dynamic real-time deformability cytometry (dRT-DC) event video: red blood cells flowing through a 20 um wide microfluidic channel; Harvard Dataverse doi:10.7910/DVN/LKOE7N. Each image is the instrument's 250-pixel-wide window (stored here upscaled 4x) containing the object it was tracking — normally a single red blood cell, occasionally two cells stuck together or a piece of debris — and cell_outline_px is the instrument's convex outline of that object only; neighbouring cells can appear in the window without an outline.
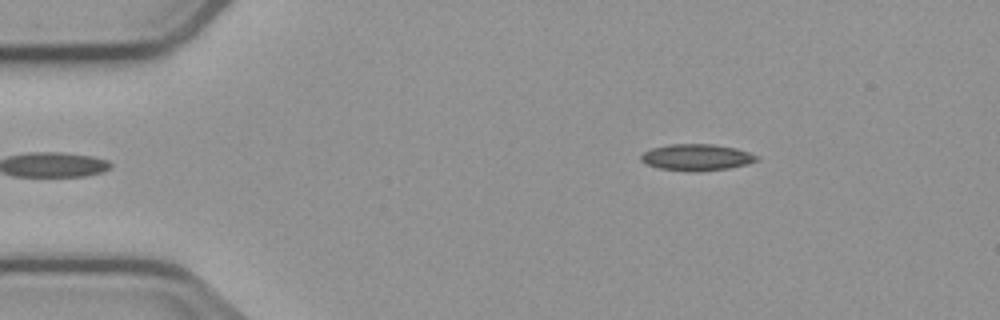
{"species": "common noctule bat (a hibernating species)", "species_latin": "Nyctalus noctula", "temperature_condition": "cold", "stored_images_in_passage": 4, "camera_frame_rate_fps": 3000, "um_per_image_px": 0.085, "animal": {"sex": "male", "body_mass_g": 23.1, "forearm_length_mm": 52.7}, "frame": {"image": 1, "passage_image": 4, "time_ms": 3.667, "image_size_px": [1000, 320], "cell_outline_px": [[760, 160], [748, 164], [728, 168], [660, 168], [648, 164], [640, 160], [640, 156], [644, 152], [652, 148], [668, 144], [712, 144], [736, 148], [760, 156]], "centroid_in_image_um": [59.26, 13.31], "position_along_channel_um": 25.7, "area_um2": 16.88}}